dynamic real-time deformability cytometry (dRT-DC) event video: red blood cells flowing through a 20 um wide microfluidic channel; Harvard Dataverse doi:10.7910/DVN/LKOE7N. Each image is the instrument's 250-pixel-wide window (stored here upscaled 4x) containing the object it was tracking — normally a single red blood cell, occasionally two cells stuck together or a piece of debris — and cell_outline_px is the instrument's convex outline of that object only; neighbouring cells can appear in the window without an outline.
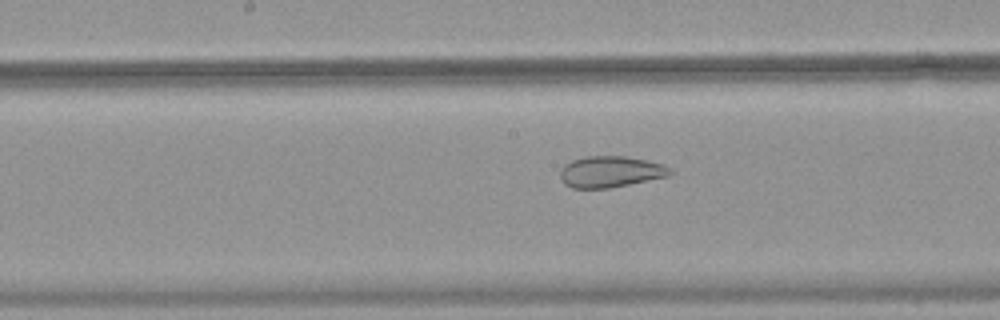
{"species": "common noctule bat (a hibernating species)", "species_latin": "Nyctalus noctula", "temperature_condition": "warm", "stored_images_in_passage": 35, "camera_frame_rate_fps": 3000, "um_per_image_px": 0.085, "animal": {"sex": "female", "body_mass_g": 18.4}, "frame": {"image": 1, "passage_image": 20, "time_ms": 6.333, "image_size_px": [1000, 320], "cell_outline_px": [[676, 172], [668, 176], [608, 188], [572, 188], [564, 184], [560, 176], [560, 168], [564, 164], [572, 160], [584, 156], [628, 156], [664, 164], [672, 168]], "centroid_in_image_um": [51.9, 14.58], "position_along_channel_um": 196.3, "area_um2": 20.23}}